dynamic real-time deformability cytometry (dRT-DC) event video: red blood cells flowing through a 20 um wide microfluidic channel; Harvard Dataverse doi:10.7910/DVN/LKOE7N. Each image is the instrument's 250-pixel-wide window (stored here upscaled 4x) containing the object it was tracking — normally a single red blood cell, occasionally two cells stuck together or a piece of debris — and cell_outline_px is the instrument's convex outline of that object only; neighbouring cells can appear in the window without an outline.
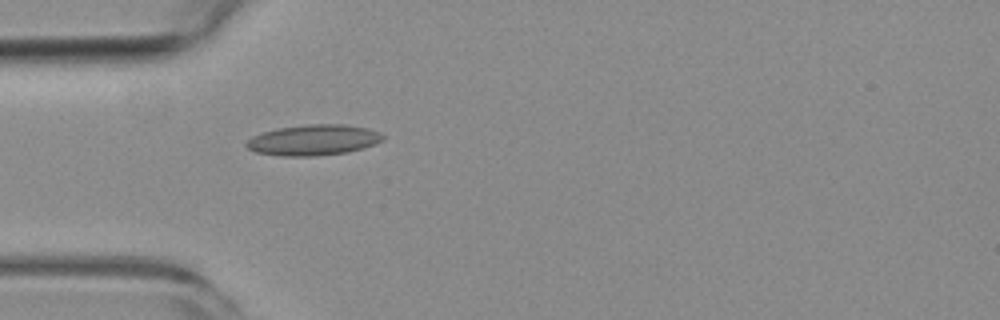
{"species": "common noctule bat (a hibernating species)", "species_latin": "Nyctalus noctula", "temperature_condition": "room temperature", "stored_images_in_passage": 34, "camera_frame_rate_fps": 3000, "um_per_image_px": 0.085, "animal": {"sex": "female", "body_mass_g": 19.3, "forearm_length_mm": 54.1}, "frame": {"image": 1, "passage_image": 1, "time_ms": 0.0, "image_size_px": [1000, 320], "cell_outline_px": [[384, 140], [364, 148], [348, 152], [316, 156], [284, 156], [256, 152], [248, 148], [244, 144], [252, 136], [264, 132], [280, 128], [304, 124], [344, 124], [368, 128], [380, 132], [384, 136]], "centroid_in_image_um": [26.68, 11.9], "position_along_channel_um": 58.3, "area_um2": 24.45}}
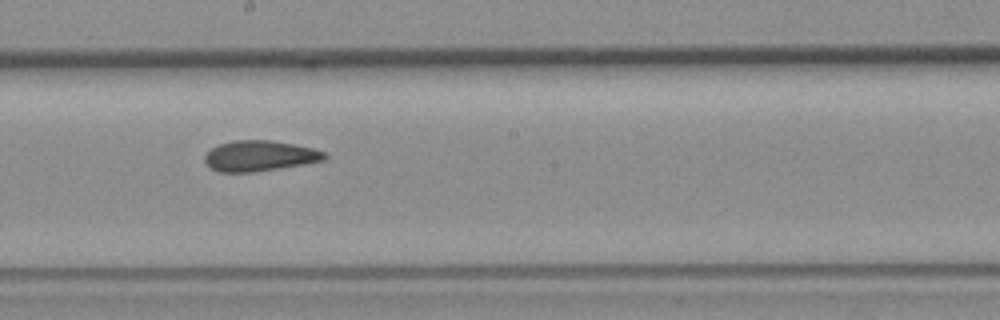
{"frame": {"image": 2, "passage_image": 15, "time_ms": 4.667, "image_size_px": [1000, 320], "cell_outline_px": [[328, 156], [324, 160], [304, 164], [252, 172], [220, 172], [212, 168], [204, 160], [204, 156], [212, 148], [220, 144], [232, 140], [272, 140], [312, 148], [324, 152]], "centroid_in_image_um": [22.07, 13.24], "position_along_channel_um": 226.1, "area_um2": 21.1}}
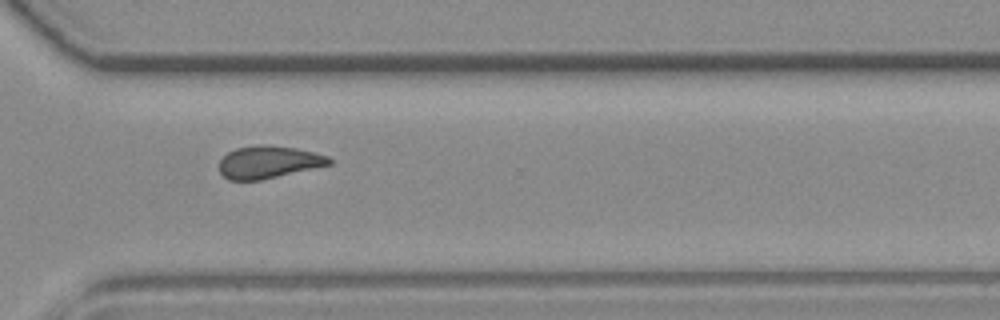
{"frame": {"image": 3, "passage_image": 25, "time_ms": 8.0, "image_size_px": [1000, 320], "cell_outline_px": [[332, 164], [260, 180], [228, 180], [220, 172], [220, 160], [228, 152], [236, 148], [260, 144], [264, 144], [296, 148], [328, 156], [332, 160]], "centroid_in_image_um": [22.82, 13.77], "position_along_channel_um": 347.8, "area_um2": 20.63}, "authors_computed_cell_mechanics": {"area_um2": 21.097, "velocity_mm_per_s": 3.6564, "shape_relaxation_time_tau1_ms": null, "shape_relaxation_time_tau2_ms": 4.593, "deformation_change_tau1": null, "deformation_change_tau2": 0.105}}